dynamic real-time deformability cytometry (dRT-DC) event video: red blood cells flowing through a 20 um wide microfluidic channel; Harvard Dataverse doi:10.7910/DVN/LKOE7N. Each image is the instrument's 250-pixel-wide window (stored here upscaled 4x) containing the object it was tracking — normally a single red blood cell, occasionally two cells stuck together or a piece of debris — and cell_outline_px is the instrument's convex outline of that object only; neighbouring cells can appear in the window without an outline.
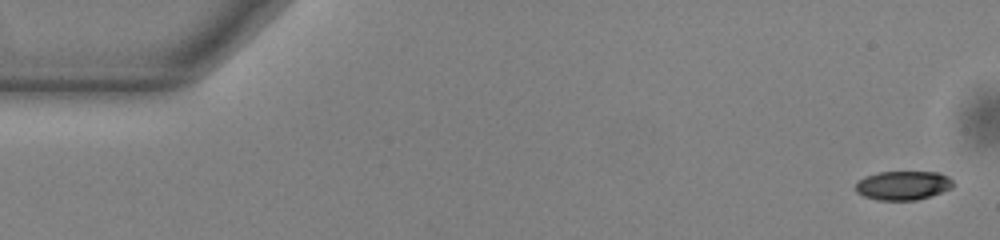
{"species": "common noctule bat (a hibernating species)", "species_latin": "Nyctalus noctula", "temperature_condition": "warm", "stored_images_in_passage": 53, "camera_frame_rate_fps": 3000, "um_per_image_px": 0.085, "animal": {"sex": "male", "body_mass_g": 13.0, "forearm_length_mm": 53.1}, "frame": {"image": 1, "passage_image": 1, "time_ms": 0.0, "image_size_px": [1000, 240], "cell_outline_px": [[952, 188], [916, 200], [876, 200], [864, 196], [856, 192], [856, 184], [864, 176], [880, 172], [940, 172], [948, 176], [952, 180]], "centroid_in_image_um": [76.74, 15.75], "position_along_channel_um": 8.3, "area_um2": 16.36}}
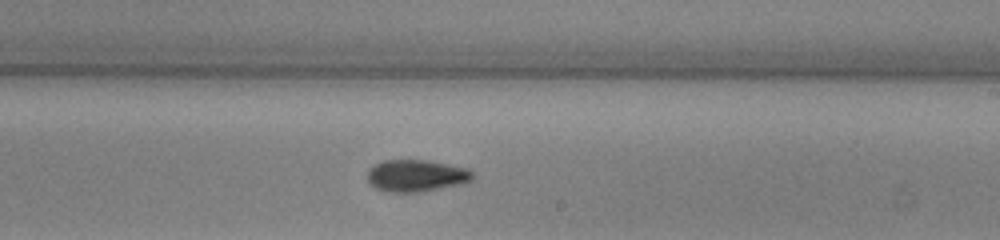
{"frame": {"image": 2, "passage_image": 31, "time_ms": 10.0, "image_size_px": [1000, 240], "cell_outline_px": [[472, 180], [464, 184], [424, 192], [388, 192], [376, 188], [368, 184], [368, 172], [380, 160], [428, 160], [468, 168], [472, 172]], "centroid_in_image_um": [35.4, 14.94], "position_along_channel_um": 253.6, "area_um2": 19.83}}
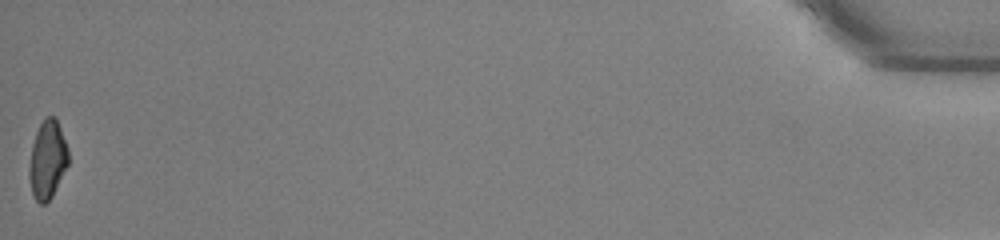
{"frame": {"image": 3, "passage_image": 53, "time_ms": 17.333, "image_size_px": [1000, 240], "cell_outline_px": [[68, 164], [52, 196], [44, 204], [40, 204], [32, 196], [28, 176], [28, 168], [32, 144], [36, 132], [44, 116], [56, 116], [68, 148]], "centroid_in_image_um": [4.02, 13.56], "position_along_channel_um": 431.2, "area_um2": 18.03}, "authors_computed_cell_mechanics": {"area_um2": 18.4382, "velocity_mm_per_s": 3.8472, "shape_relaxation_time_tau1_ms": 3.9302, "shape_relaxation_time_tau2_ms": 6.6543, "deformation_change_tau1": 0.1223, "deformation_change_tau2": 0.1334}}